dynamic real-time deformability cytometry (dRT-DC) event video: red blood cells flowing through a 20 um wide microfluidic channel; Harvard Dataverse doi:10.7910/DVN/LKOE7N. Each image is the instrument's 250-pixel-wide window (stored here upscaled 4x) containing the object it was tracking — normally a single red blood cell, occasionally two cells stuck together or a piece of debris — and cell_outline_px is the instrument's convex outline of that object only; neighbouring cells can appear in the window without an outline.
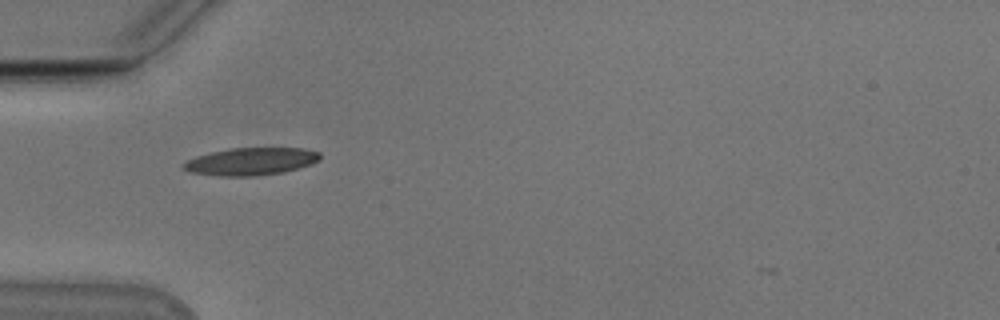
{"species": "Egyptian fruit bat (a non-hibernating species)", "species_latin": "Rousettus aegyptiacus", "temperature_condition": "cold", "stored_images_in_passage": 34, "camera_frame_rate_fps": 3000, "um_per_image_px": 0.085, "animal": {"sex": "male"}, "frame": {"image": 1, "passage_image": 1, "time_ms": 0.0, "image_size_px": [1000, 320], "cell_outline_px": [[320, 160], [312, 164], [300, 168], [284, 172], [252, 176], [220, 176], [188, 172], [180, 168], [180, 164], [196, 156], [212, 152], [232, 148], [304, 148], [320, 152]], "centroid_in_image_um": [21.32, 13.73], "position_along_channel_um": 63.7, "area_um2": 22.08}}
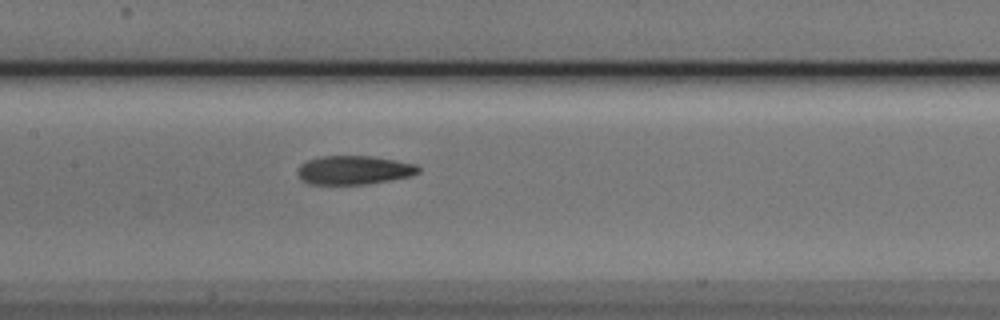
{"frame": {"image": 2, "passage_image": 10, "time_ms": 3.0, "image_size_px": [1000, 320], "cell_outline_px": [[420, 172], [412, 176], [364, 184], [308, 184], [300, 180], [296, 172], [296, 168], [300, 164], [308, 160], [320, 156], [368, 156], [396, 160], [416, 164], [420, 168]], "centroid_in_image_um": [30.04, 14.45], "position_along_channel_um": 177.4, "area_um2": 20.4}}
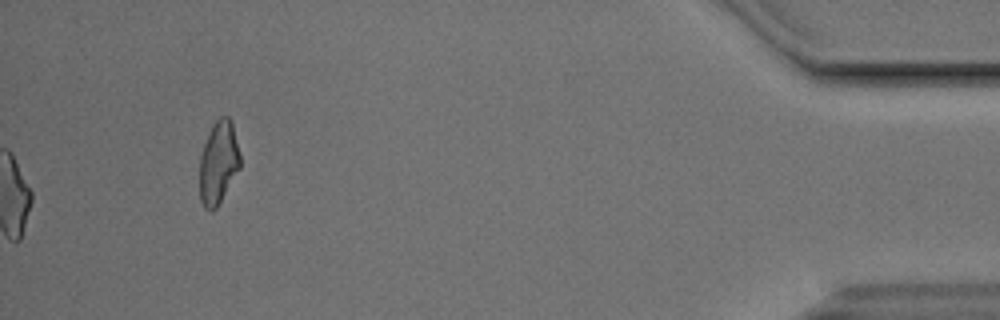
{"frame": {"image": 3, "passage_image": 34, "time_ms": 11.0, "image_size_px": [1000, 320], "cell_outline_px": [[240, 168], [216, 208], [212, 212], [204, 208], [200, 200], [200, 156], [208, 132], [212, 124], [220, 116], [228, 116], [232, 124], [240, 156]], "centroid_in_image_um": [18.55, 13.83], "position_along_channel_um": 416.6, "area_um2": 19.48}, "authors_computed_cell_mechanics": {"area_um2": 20.3456, "velocity_mm_per_s": 3.8532, "shape_relaxation_time_tau1_ms": 8.5826, "shape_relaxation_time_tau2_ms": 2.5576, "deformation_change_tau1": 0.2129, "deformation_change_tau2": 0.1037}}